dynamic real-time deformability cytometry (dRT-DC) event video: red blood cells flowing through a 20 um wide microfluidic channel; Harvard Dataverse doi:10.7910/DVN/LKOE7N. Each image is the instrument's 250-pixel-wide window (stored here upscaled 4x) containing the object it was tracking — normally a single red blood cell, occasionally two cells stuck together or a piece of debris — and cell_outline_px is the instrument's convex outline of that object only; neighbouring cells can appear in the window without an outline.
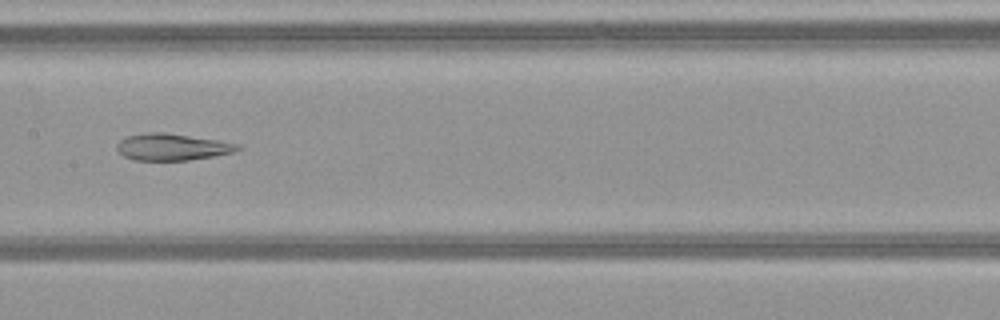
{"species": "common noctule bat (a hibernating species)", "species_latin": "Nyctalus noctula", "temperature_condition": "warm", "stored_images_in_passage": 51, "camera_frame_rate_fps": 3000, "um_per_image_px": 0.085, "animal": {"sex": "female", "body_mass_g": 21.9}, "frame": {"image": 1, "passage_image": 27, "time_ms": 8.667, "image_size_px": [1000, 320], "cell_outline_px": [[240, 148], [232, 152], [212, 156], [188, 160], [132, 160], [124, 156], [116, 148], [116, 144], [120, 140], [128, 136], [148, 132], [164, 132], [216, 140], [240, 144]], "centroid_in_image_um": [14.58, 12.49], "position_along_channel_um": 192.8, "area_um2": 18.55}}
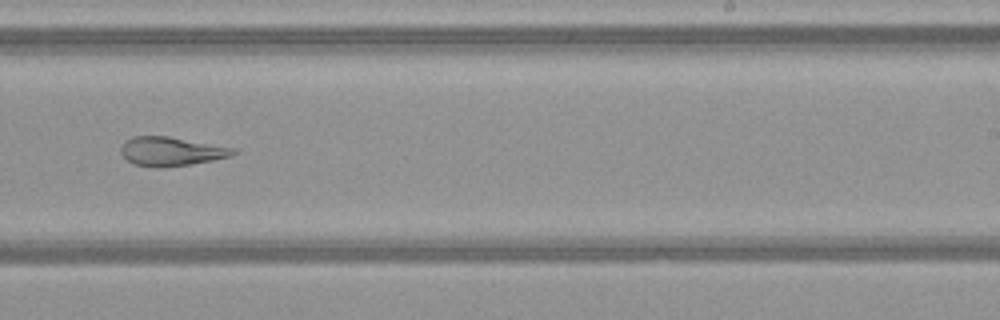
{"frame": {"image": 2, "passage_image": 33, "time_ms": 10.667, "image_size_px": [1000, 320], "cell_outline_px": [[236, 152], [232, 156], [212, 160], [164, 168], [160, 168], [132, 164], [120, 152], [120, 148], [124, 140], [132, 136], [168, 136], [236, 148]], "centroid_in_image_um": [14.52, 12.86], "position_along_channel_um": 274.5, "area_um2": 19.02}}
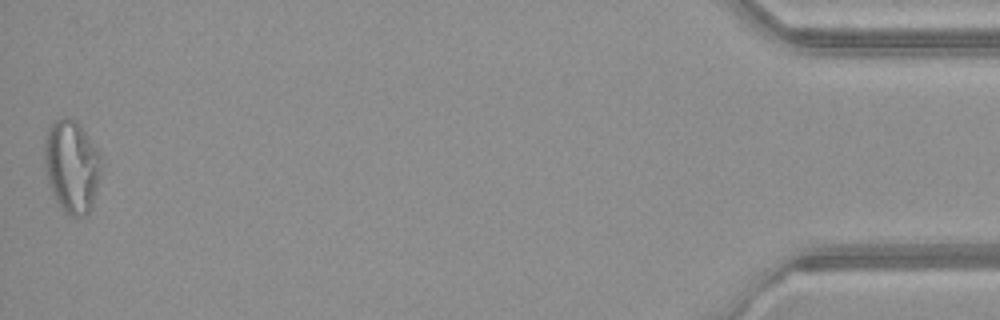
{"frame": {"image": 3, "passage_image": 51, "time_ms": 16.667, "image_size_px": [1000, 320], "cell_outline_px": [[100, 176], [92, 204], [88, 212], [84, 216], [72, 216], [64, 212], [56, 200], [52, 192], [48, 180], [44, 164], [44, 140], [48, 128], [56, 120], [64, 116], [68, 116], [76, 120], [80, 124], [96, 148], [100, 156]], "centroid_in_image_um": [6.08, 14.1], "position_along_channel_um": 429.1, "area_um2": 30.52}, "authors_computed_cell_mechanics": {"area_um2": 25.5476, "velocity_mm_per_s": 4.107, "shape_relaxation_time_tau1_ms": null, "shape_relaxation_time_tau2_ms": 1.778, "deformation_change_tau1": null, "deformation_change_tau2": 0.1056}}